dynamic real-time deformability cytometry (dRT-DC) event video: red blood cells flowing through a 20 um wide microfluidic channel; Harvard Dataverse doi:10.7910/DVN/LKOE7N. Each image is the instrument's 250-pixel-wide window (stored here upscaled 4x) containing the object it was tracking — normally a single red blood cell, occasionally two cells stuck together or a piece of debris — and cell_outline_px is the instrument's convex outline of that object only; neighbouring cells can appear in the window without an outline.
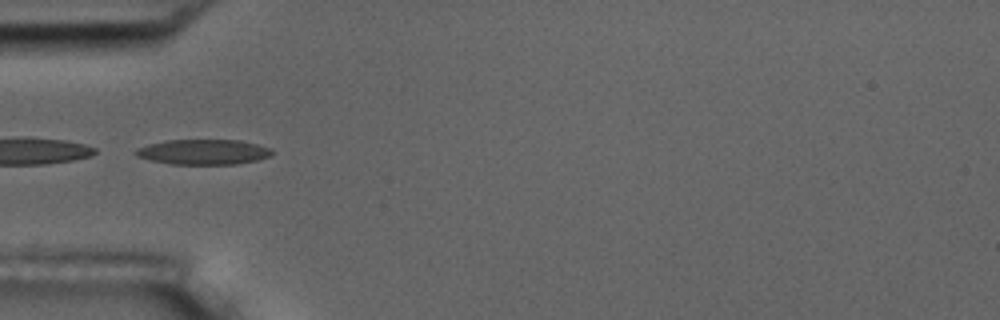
{"species": "common noctule bat (a hibernating species)", "species_latin": "Nyctalus noctula", "temperature_condition": "room temperature", "stored_images_in_passage": 38, "camera_frame_rate_fps": 3000, "um_per_image_px": 0.085, "animal": {"sex": "male", "body_mass_g": 17.5, "forearm_length_mm": 52.3}, "frame": {"image": 1, "passage_image": 1, "time_ms": 0.0, "image_size_px": [1000, 320], "cell_outline_px": [[272, 156], [256, 160], [236, 164], [172, 164], [152, 160], [136, 156], [132, 152], [136, 148], [148, 144], [168, 140], [240, 140], [272, 148]], "centroid_in_image_um": [17.28, 12.91], "position_along_channel_um": 67.7, "area_um2": 20.0}, "authors_computed_cell_mechanics": {"area_um2": 19.5653, "velocity_mm_per_s": 3.6041, "shape_relaxation_time_tau1_ms": 5.7046, "shape_relaxation_time_tau2_ms": 2.291, "deformation_change_tau1": 0.1767, "deformation_change_tau2": 0.1175}}